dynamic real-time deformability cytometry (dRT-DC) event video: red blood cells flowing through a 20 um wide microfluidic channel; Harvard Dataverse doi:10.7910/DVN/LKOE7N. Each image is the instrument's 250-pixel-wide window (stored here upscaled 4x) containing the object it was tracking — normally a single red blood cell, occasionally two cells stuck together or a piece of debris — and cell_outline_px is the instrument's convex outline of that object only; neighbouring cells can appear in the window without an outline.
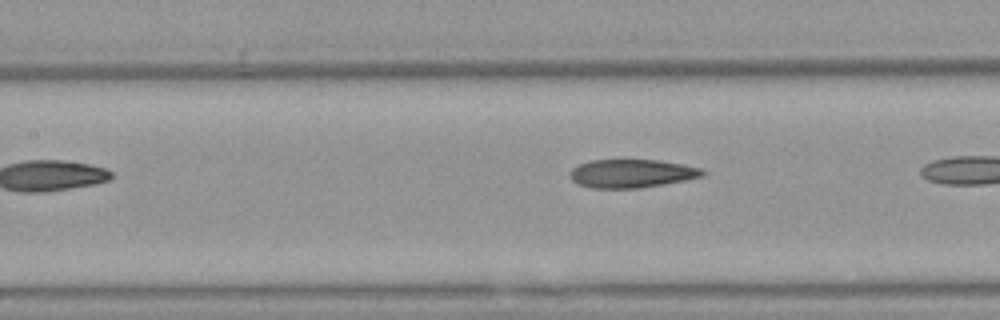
{"species": "Egyptian fruit bat (a non-hibernating species)", "species_latin": "Rousettus aegyptiacus", "temperature_condition": "warm", "stored_images_in_passage": 4, "camera_frame_rate_fps": 3000, "um_per_image_px": 0.085, "animal": {"sex": "female"}, "frame": {"image": 1, "passage_image": 4, "time_ms": 1.0, "image_size_px": [1000, 320], "cell_outline_px": [[708, 172], [704, 176], [684, 180], [640, 188], [592, 188], [576, 184], [568, 176], [568, 172], [572, 168], [580, 164], [592, 160], [660, 160], [684, 164], [700, 168]], "centroid_in_image_um": [53.67, 14.74], "position_along_channel_um": 153.7, "area_um2": 22.08}}